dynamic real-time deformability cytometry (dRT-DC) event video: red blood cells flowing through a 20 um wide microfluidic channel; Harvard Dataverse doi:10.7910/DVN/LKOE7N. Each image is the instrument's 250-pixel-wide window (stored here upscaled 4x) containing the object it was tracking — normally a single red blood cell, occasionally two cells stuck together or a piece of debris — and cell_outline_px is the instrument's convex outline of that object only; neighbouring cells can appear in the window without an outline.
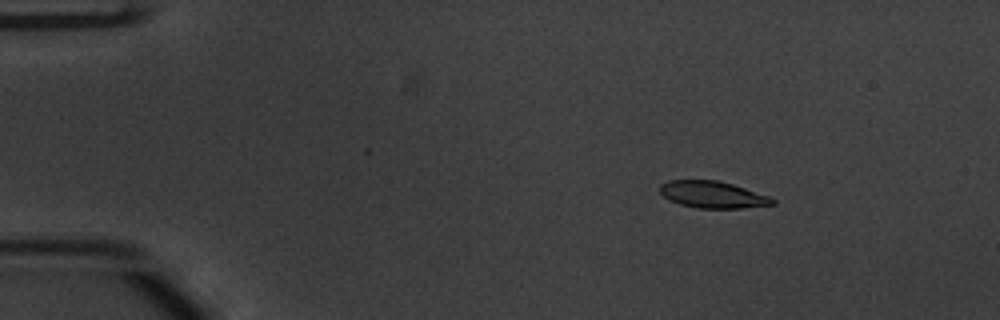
{"species": "common noctule bat (a hibernating species)", "species_latin": "Nyctalus noctula", "temperature_condition": "warm", "stored_images_in_passage": 46, "camera_frame_rate_fps": 3000, "um_per_image_px": 0.085, "animal": {"sex": "male", "body_mass_g": 20.1, "forearm_length_mm": 53.5}, "frame": {"image": 1, "passage_image": 1, "time_ms": 0.0, "image_size_px": [1000, 320], "cell_outline_px": [[776, 204], [740, 208], [696, 208], [680, 204], [668, 200], [660, 192], [660, 184], [668, 180], [716, 180], [732, 184], [768, 196], [776, 200]], "centroid_in_image_um": [60.55, 16.54], "position_along_channel_um": 24.5, "area_um2": 17.51}}
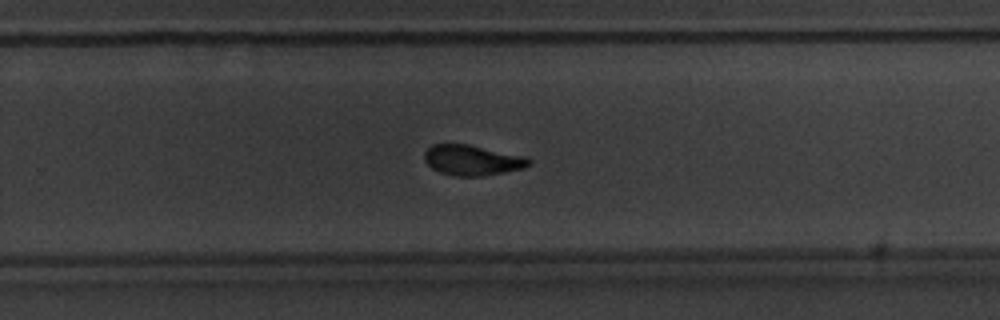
{"frame": {"image": 2, "passage_image": 28, "time_ms": 9.0, "image_size_px": [1000, 320], "cell_outline_px": [[532, 164], [524, 168], [504, 172], [480, 176], [456, 176], [440, 172], [432, 168], [424, 160], [424, 152], [432, 144], [468, 144], [528, 156], [532, 160]], "centroid_in_image_um": [40.19, 13.6], "position_along_channel_um": 289.6, "area_um2": 18.67}}
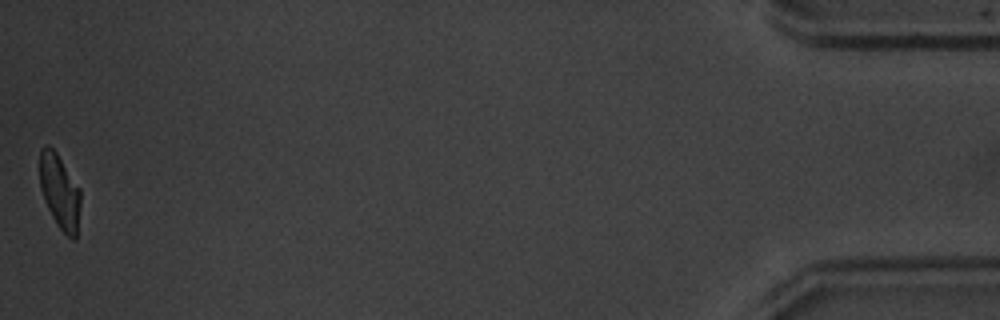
{"frame": {"image": 3, "passage_image": 46, "time_ms": 15.0, "image_size_px": [1000, 320], "cell_outline_px": [[80, 204], [76, 240], [72, 240], [56, 224], [48, 208], [40, 188], [40, 148], [44, 144], [48, 144], [56, 152], [80, 188]], "centroid_in_image_um": [5.07, 16.27], "position_along_channel_um": 430.1, "area_um2": 17.69}, "authors_computed_cell_mechanics": {"area_um2": 18.9295, "velocity_mm_per_s": 3.8334, "shape_relaxation_time_tau1_ms": 2.329, "shape_relaxation_time_tau2_ms": 1.1561, "deformation_change_tau1": 0.1407, "deformation_change_tau2": 0.0637}}